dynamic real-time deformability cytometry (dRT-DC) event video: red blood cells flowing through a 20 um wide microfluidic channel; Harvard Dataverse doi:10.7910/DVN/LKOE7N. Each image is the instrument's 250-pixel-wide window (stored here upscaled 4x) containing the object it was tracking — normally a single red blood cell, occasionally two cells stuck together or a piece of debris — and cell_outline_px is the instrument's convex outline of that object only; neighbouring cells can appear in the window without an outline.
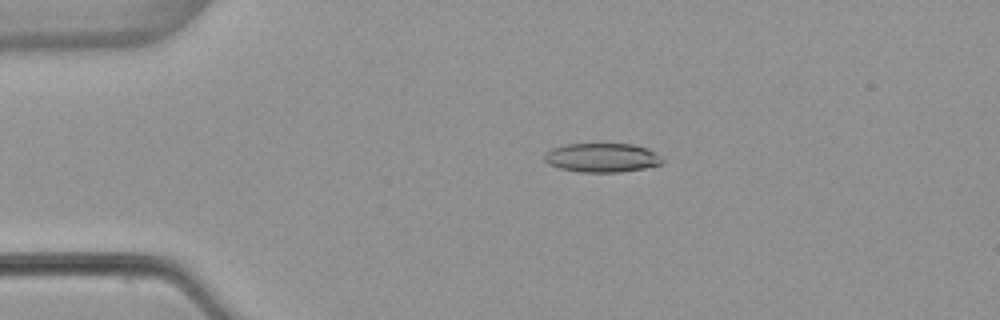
{"species": "common noctule bat (a hibernating species)", "species_latin": "Nyctalus noctula", "temperature_condition": "warm", "stored_images_in_passage": 53, "camera_frame_rate_fps": 3000, "um_per_image_px": 0.085, "animal": {"sex": "female", "body_mass_g": 22.7, "forearm_length_mm": 54.2}, "frame": {"image": 1, "passage_image": 11, "time_ms": 3.333, "image_size_px": [1000, 320], "cell_outline_px": [[664, 160], [660, 164], [644, 168], [620, 172], [580, 172], [560, 168], [548, 164], [544, 160], [544, 152], [552, 148], [564, 144], [632, 144], [648, 148], [656, 152]], "centroid_in_image_um": [51.15, 13.39], "position_along_channel_um": 33.9, "area_um2": 20.06}}
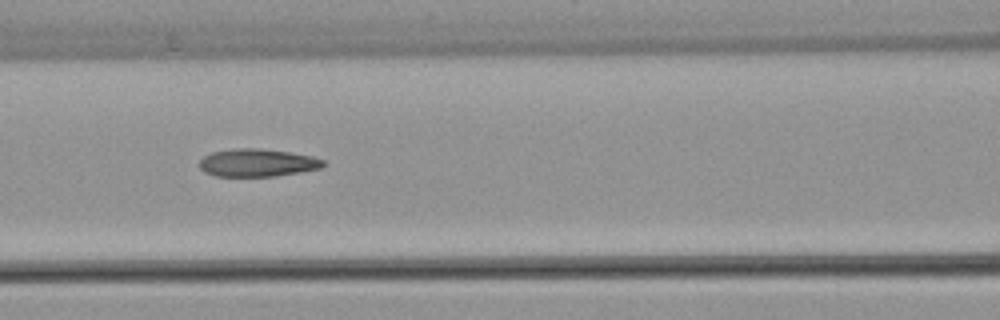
{"frame": {"image": 2, "passage_image": 23, "time_ms": 7.333, "image_size_px": [1000, 320], "cell_outline_px": [[324, 164], [320, 168], [300, 172], [276, 176], [216, 176], [204, 172], [200, 168], [200, 160], [204, 156], [212, 152], [236, 148], [260, 148], [288, 152], [312, 156], [324, 160]], "centroid_in_image_um": [21.86, 13.83], "position_along_channel_um": 144.7, "area_um2": 19.94}}
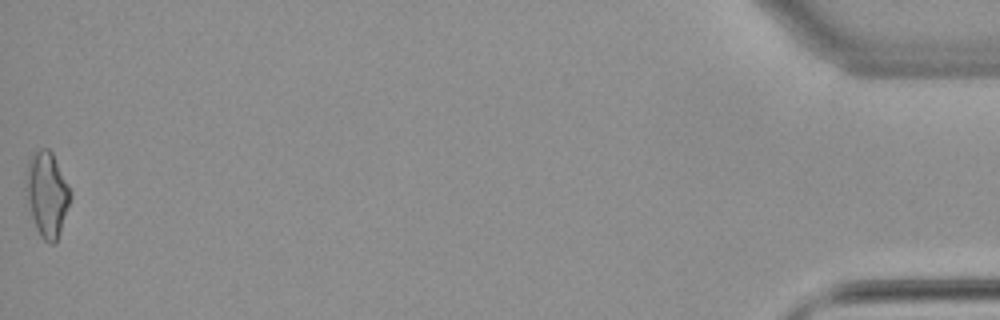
{"frame": {"image": 3, "passage_image": 53, "time_ms": 17.333, "image_size_px": [1000, 320], "cell_outline_px": [[72, 196], [56, 244], [48, 244], [40, 236], [36, 228], [28, 204], [24, 188], [24, 172], [28, 160], [40, 148], [48, 148], [52, 152], [72, 192]], "centroid_in_image_um": [3.97, 16.51], "position_along_channel_um": 431.2, "area_um2": 22.37}, "authors_computed_cell_mechanics": {"area_um2": 20.23, "velocity_mm_per_s": 3.8683, "shape_relaxation_time_tau1_ms": null, "shape_relaxation_time_tau2_ms": 2.9018, "deformation_change_tau1": null, "deformation_change_tau2": 0.1313}}